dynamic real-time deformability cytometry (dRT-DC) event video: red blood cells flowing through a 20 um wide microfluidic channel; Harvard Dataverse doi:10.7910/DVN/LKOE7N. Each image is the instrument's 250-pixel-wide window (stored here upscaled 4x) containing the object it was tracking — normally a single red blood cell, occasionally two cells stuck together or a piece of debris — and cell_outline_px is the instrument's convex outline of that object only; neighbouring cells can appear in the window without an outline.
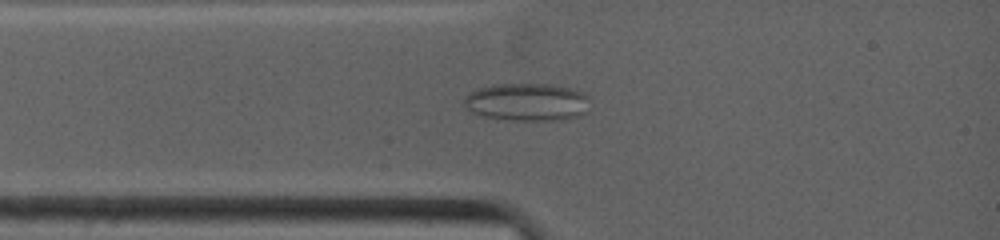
{"species": "common noctule bat (a hibernating species)", "species_latin": "Nyctalus noctula", "temperature_condition": "warm", "stored_images_in_passage": 6, "camera_frame_rate_fps": 4500, "um_per_image_px": 0.085, "animal": {"sex": "female", "body_mass_g": 19.0, "forearm_length_mm": 53.3}, "frame": {"image": 1, "passage_image": 5, "time_ms": 1.778, "image_size_px": [1000, 240], "cell_outline_px": [[588, 112], [576, 116], [552, 120], [516, 120], [484, 116], [468, 112], [460, 104], [464, 96], [480, 88], [496, 84], [552, 84], [584, 92], [588, 96]], "centroid_in_image_um": [44.75, 8.67], "position_along_channel_um": 40.3, "area_um2": 27.74}}